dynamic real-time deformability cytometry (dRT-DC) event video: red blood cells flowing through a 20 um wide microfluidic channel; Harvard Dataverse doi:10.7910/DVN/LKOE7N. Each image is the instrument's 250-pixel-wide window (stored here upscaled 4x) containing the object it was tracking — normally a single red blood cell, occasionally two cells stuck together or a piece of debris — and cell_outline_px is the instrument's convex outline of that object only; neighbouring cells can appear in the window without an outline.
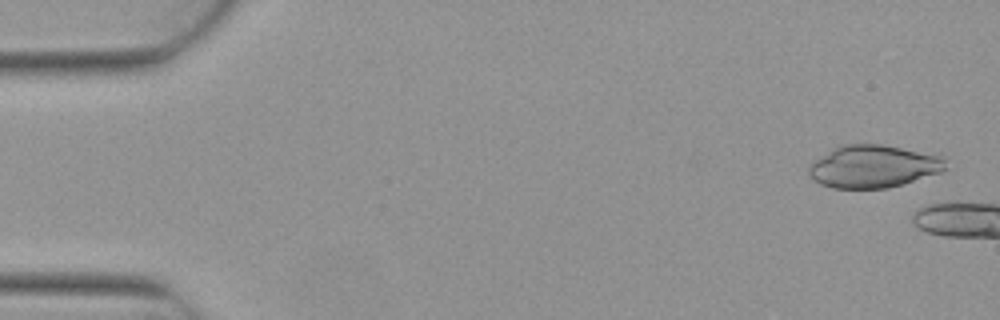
{"species": "Egyptian fruit bat (a non-hibernating species)", "species_latin": "Rousettus aegyptiacus", "temperature_condition": "warm", "stored_images_in_passage": 3, "camera_frame_rate_fps": 3000, "um_per_image_px": 0.085, "animal": {"sex": "female"}, "frame": {"image": 1, "passage_image": 1, "time_ms": 0.0, "image_size_px": [1000, 320], "cell_outline_px": [[948, 168], [944, 172], [904, 184], [888, 188], [832, 188], [820, 184], [812, 180], [808, 172], [808, 168], [816, 160], [832, 148], [840, 144], [880, 144], [940, 152], [944, 156]], "centroid_in_image_um": [74.36, 14.12], "position_along_channel_um": 10.6, "area_um2": 35.03}}